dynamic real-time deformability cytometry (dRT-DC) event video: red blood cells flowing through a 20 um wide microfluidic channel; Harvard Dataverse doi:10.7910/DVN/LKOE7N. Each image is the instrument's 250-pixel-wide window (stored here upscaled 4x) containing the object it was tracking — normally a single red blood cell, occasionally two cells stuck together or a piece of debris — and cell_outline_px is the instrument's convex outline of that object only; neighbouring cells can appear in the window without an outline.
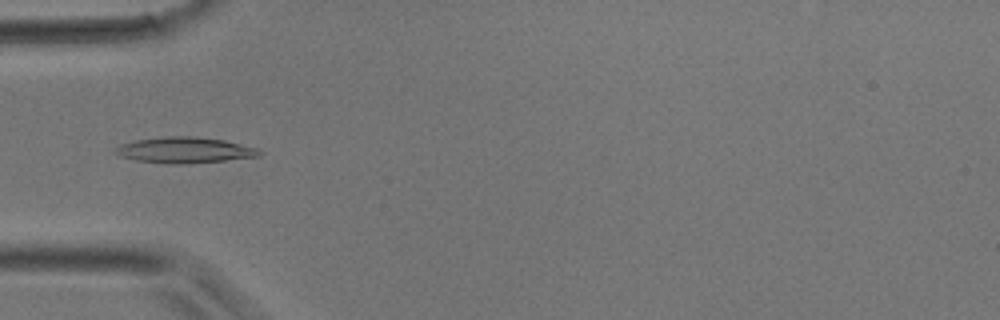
{"species": "common noctule bat (a hibernating species)", "species_latin": "Nyctalus noctula", "temperature_condition": "room temperature", "stored_images_in_passage": 3, "camera_frame_rate_fps": 3000, "um_per_image_px": 0.085, "animal": {"sex": "male", "body_mass_g": 17.9}, "frame": {"image": 1, "passage_image": 3, "time_ms": 2.333, "image_size_px": [1000, 320], "cell_outline_px": [[264, 152], [260, 156], [224, 160], [184, 164], [172, 164], [136, 160], [120, 156], [116, 152], [116, 148], [120, 144], [136, 140], [168, 136], [192, 136], [224, 140], [256, 148]], "centroid_in_image_um": [15.71, 12.76], "position_along_channel_um": 69.3, "area_um2": 21.44}}